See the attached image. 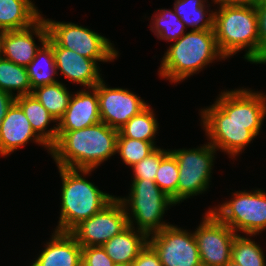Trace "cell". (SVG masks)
<instances>
[{
  "instance_id": "cell-14",
  "label": "cell",
  "mask_w": 266,
  "mask_h": 266,
  "mask_svg": "<svg viewBox=\"0 0 266 266\" xmlns=\"http://www.w3.org/2000/svg\"><path fill=\"white\" fill-rule=\"evenodd\" d=\"M34 34L41 45L48 40L49 31L44 17L25 29L2 31L0 55L17 65L27 67L41 48L35 44Z\"/></svg>"
},
{
  "instance_id": "cell-18",
  "label": "cell",
  "mask_w": 266,
  "mask_h": 266,
  "mask_svg": "<svg viewBox=\"0 0 266 266\" xmlns=\"http://www.w3.org/2000/svg\"><path fill=\"white\" fill-rule=\"evenodd\" d=\"M82 247L69 232L54 231L31 266H82Z\"/></svg>"
},
{
  "instance_id": "cell-29",
  "label": "cell",
  "mask_w": 266,
  "mask_h": 266,
  "mask_svg": "<svg viewBox=\"0 0 266 266\" xmlns=\"http://www.w3.org/2000/svg\"><path fill=\"white\" fill-rule=\"evenodd\" d=\"M179 167L175 156L169 151L160 161L156 172L155 183L158 187L177 204V184Z\"/></svg>"
},
{
  "instance_id": "cell-7",
  "label": "cell",
  "mask_w": 266,
  "mask_h": 266,
  "mask_svg": "<svg viewBox=\"0 0 266 266\" xmlns=\"http://www.w3.org/2000/svg\"><path fill=\"white\" fill-rule=\"evenodd\" d=\"M211 211L236 234L241 231L254 236L266 229V193L261 189L237 191L231 200Z\"/></svg>"
},
{
  "instance_id": "cell-37",
  "label": "cell",
  "mask_w": 266,
  "mask_h": 266,
  "mask_svg": "<svg viewBox=\"0 0 266 266\" xmlns=\"http://www.w3.org/2000/svg\"><path fill=\"white\" fill-rule=\"evenodd\" d=\"M225 266H241L240 264L235 263L234 261L230 260Z\"/></svg>"
},
{
  "instance_id": "cell-11",
  "label": "cell",
  "mask_w": 266,
  "mask_h": 266,
  "mask_svg": "<svg viewBox=\"0 0 266 266\" xmlns=\"http://www.w3.org/2000/svg\"><path fill=\"white\" fill-rule=\"evenodd\" d=\"M202 219L193 232L202 266H225L231 260L232 243L237 234L211 209Z\"/></svg>"
},
{
  "instance_id": "cell-15",
  "label": "cell",
  "mask_w": 266,
  "mask_h": 266,
  "mask_svg": "<svg viewBox=\"0 0 266 266\" xmlns=\"http://www.w3.org/2000/svg\"><path fill=\"white\" fill-rule=\"evenodd\" d=\"M52 48L57 71H61V74L69 81L91 89L103 79L96 60L81 56L73 50L62 48L53 39Z\"/></svg>"
},
{
  "instance_id": "cell-27",
  "label": "cell",
  "mask_w": 266,
  "mask_h": 266,
  "mask_svg": "<svg viewBox=\"0 0 266 266\" xmlns=\"http://www.w3.org/2000/svg\"><path fill=\"white\" fill-rule=\"evenodd\" d=\"M151 20V31H154L158 39L176 41L185 34V24L175 11L160 9Z\"/></svg>"
},
{
  "instance_id": "cell-30",
  "label": "cell",
  "mask_w": 266,
  "mask_h": 266,
  "mask_svg": "<svg viewBox=\"0 0 266 266\" xmlns=\"http://www.w3.org/2000/svg\"><path fill=\"white\" fill-rule=\"evenodd\" d=\"M157 147L154 142L131 139L124 136H118L117 139V153L128 166L140 162L146 158Z\"/></svg>"
},
{
  "instance_id": "cell-31",
  "label": "cell",
  "mask_w": 266,
  "mask_h": 266,
  "mask_svg": "<svg viewBox=\"0 0 266 266\" xmlns=\"http://www.w3.org/2000/svg\"><path fill=\"white\" fill-rule=\"evenodd\" d=\"M168 152L169 151L157 147L146 158H143L140 162L134 164L132 166V170L134 172L133 180L149 179L155 181L160 161Z\"/></svg>"
},
{
  "instance_id": "cell-4",
  "label": "cell",
  "mask_w": 266,
  "mask_h": 266,
  "mask_svg": "<svg viewBox=\"0 0 266 266\" xmlns=\"http://www.w3.org/2000/svg\"><path fill=\"white\" fill-rule=\"evenodd\" d=\"M57 167L62 178V203L55 231L70 232L80 222L101 211L116 196L102 192L92 182L82 177L93 170Z\"/></svg>"
},
{
  "instance_id": "cell-33",
  "label": "cell",
  "mask_w": 266,
  "mask_h": 266,
  "mask_svg": "<svg viewBox=\"0 0 266 266\" xmlns=\"http://www.w3.org/2000/svg\"><path fill=\"white\" fill-rule=\"evenodd\" d=\"M259 36L258 63H266V2L258 0L255 4Z\"/></svg>"
},
{
  "instance_id": "cell-17",
  "label": "cell",
  "mask_w": 266,
  "mask_h": 266,
  "mask_svg": "<svg viewBox=\"0 0 266 266\" xmlns=\"http://www.w3.org/2000/svg\"><path fill=\"white\" fill-rule=\"evenodd\" d=\"M81 90L72 94L64 116L58 121V134L92 126L101 121L97 90Z\"/></svg>"
},
{
  "instance_id": "cell-34",
  "label": "cell",
  "mask_w": 266,
  "mask_h": 266,
  "mask_svg": "<svg viewBox=\"0 0 266 266\" xmlns=\"http://www.w3.org/2000/svg\"><path fill=\"white\" fill-rule=\"evenodd\" d=\"M131 266H163L154 248L147 243Z\"/></svg>"
},
{
  "instance_id": "cell-5",
  "label": "cell",
  "mask_w": 266,
  "mask_h": 266,
  "mask_svg": "<svg viewBox=\"0 0 266 266\" xmlns=\"http://www.w3.org/2000/svg\"><path fill=\"white\" fill-rule=\"evenodd\" d=\"M214 33L227 58L246 48L244 58L258 64L259 36L255 5L220 6L214 12Z\"/></svg>"
},
{
  "instance_id": "cell-39",
  "label": "cell",
  "mask_w": 266,
  "mask_h": 266,
  "mask_svg": "<svg viewBox=\"0 0 266 266\" xmlns=\"http://www.w3.org/2000/svg\"><path fill=\"white\" fill-rule=\"evenodd\" d=\"M1 35H2V31L0 30V44H1Z\"/></svg>"
},
{
  "instance_id": "cell-3",
  "label": "cell",
  "mask_w": 266,
  "mask_h": 266,
  "mask_svg": "<svg viewBox=\"0 0 266 266\" xmlns=\"http://www.w3.org/2000/svg\"><path fill=\"white\" fill-rule=\"evenodd\" d=\"M225 59L218 49L214 30H191L175 41L164 54L159 77L181 82L215 59Z\"/></svg>"
},
{
  "instance_id": "cell-36",
  "label": "cell",
  "mask_w": 266,
  "mask_h": 266,
  "mask_svg": "<svg viewBox=\"0 0 266 266\" xmlns=\"http://www.w3.org/2000/svg\"><path fill=\"white\" fill-rule=\"evenodd\" d=\"M220 6L254 5L258 0H213Z\"/></svg>"
},
{
  "instance_id": "cell-19",
  "label": "cell",
  "mask_w": 266,
  "mask_h": 266,
  "mask_svg": "<svg viewBox=\"0 0 266 266\" xmlns=\"http://www.w3.org/2000/svg\"><path fill=\"white\" fill-rule=\"evenodd\" d=\"M135 231V226H128L102 246L116 265H131L147 245L149 236L143 231Z\"/></svg>"
},
{
  "instance_id": "cell-6",
  "label": "cell",
  "mask_w": 266,
  "mask_h": 266,
  "mask_svg": "<svg viewBox=\"0 0 266 266\" xmlns=\"http://www.w3.org/2000/svg\"><path fill=\"white\" fill-rule=\"evenodd\" d=\"M130 191L127 198L118 197L124 205L129 226L133 227V222H135L138 226L136 230L143 231L150 236L170 225L162 220L168 206L170 208L174 203L155 181L149 179L133 180ZM129 211L132 212V215Z\"/></svg>"
},
{
  "instance_id": "cell-12",
  "label": "cell",
  "mask_w": 266,
  "mask_h": 266,
  "mask_svg": "<svg viewBox=\"0 0 266 266\" xmlns=\"http://www.w3.org/2000/svg\"><path fill=\"white\" fill-rule=\"evenodd\" d=\"M152 234L148 243L157 252L163 266H202L193 233L170 224Z\"/></svg>"
},
{
  "instance_id": "cell-8",
  "label": "cell",
  "mask_w": 266,
  "mask_h": 266,
  "mask_svg": "<svg viewBox=\"0 0 266 266\" xmlns=\"http://www.w3.org/2000/svg\"><path fill=\"white\" fill-rule=\"evenodd\" d=\"M179 167L177 184V204L202 194L211 182L212 166L216 149L208 142L199 148L169 150Z\"/></svg>"
},
{
  "instance_id": "cell-28",
  "label": "cell",
  "mask_w": 266,
  "mask_h": 266,
  "mask_svg": "<svg viewBox=\"0 0 266 266\" xmlns=\"http://www.w3.org/2000/svg\"><path fill=\"white\" fill-rule=\"evenodd\" d=\"M231 260L241 266H266L260 245L248 237L236 235L232 243Z\"/></svg>"
},
{
  "instance_id": "cell-9",
  "label": "cell",
  "mask_w": 266,
  "mask_h": 266,
  "mask_svg": "<svg viewBox=\"0 0 266 266\" xmlns=\"http://www.w3.org/2000/svg\"><path fill=\"white\" fill-rule=\"evenodd\" d=\"M49 36L62 48L101 62L117 58L118 51L106 37L74 23L56 22L45 19Z\"/></svg>"
},
{
  "instance_id": "cell-20",
  "label": "cell",
  "mask_w": 266,
  "mask_h": 266,
  "mask_svg": "<svg viewBox=\"0 0 266 266\" xmlns=\"http://www.w3.org/2000/svg\"><path fill=\"white\" fill-rule=\"evenodd\" d=\"M15 103L28 118L34 132L51 147L57 140L58 126L46 129L51 121L57 124L56 119L32 94L15 97Z\"/></svg>"
},
{
  "instance_id": "cell-13",
  "label": "cell",
  "mask_w": 266,
  "mask_h": 266,
  "mask_svg": "<svg viewBox=\"0 0 266 266\" xmlns=\"http://www.w3.org/2000/svg\"><path fill=\"white\" fill-rule=\"evenodd\" d=\"M94 88L101 121L117 130L149 105L127 89L107 87L103 79Z\"/></svg>"
},
{
  "instance_id": "cell-35",
  "label": "cell",
  "mask_w": 266,
  "mask_h": 266,
  "mask_svg": "<svg viewBox=\"0 0 266 266\" xmlns=\"http://www.w3.org/2000/svg\"><path fill=\"white\" fill-rule=\"evenodd\" d=\"M15 102V95L0 90V128L8 109Z\"/></svg>"
},
{
  "instance_id": "cell-26",
  "label": "cell",
  "mask_w": 266,
  "mask_h": 266,
  "mask_svg": "<svg viewBox=\"0 0 266 266\" xmlns=\"http://www.w3.org/2000/svg\"><path fill=\"white\" fill-rule=\"evenodd\" d=\"M153 112L152 108L148 105L118 129V136L154 142L159 124Z\"/></svg>"
},
{
  "instance_id": "cell-1",
  "label": "cell",
  "mask_w": 266,
  "mask_h": 266,
  "mask_svg": "<svg viewBox=\"0 0 266 266\" xmlns=\"http://www.w3.org/2000/svg\"><path fill=\"white\" fill-rule=\"evenodd\" d=\"M210 107L201 109V119L209 143L231 157L258 136L266 116V95L250 89L219 94Z\"/></svg>"
},
{
  "instance_id": "cell-32",
  "label": "cell",
  "mask_w": 266,
  "mask_h": 266,
  "mask_svg": "<svg viewBox=\"0 0 266 266\" xmlns=\"http://www.w3.org/2000/svg\"><path fill=\"white\" fill-rule=\"evenodd\" d=\"M82 266H115L102 246L82 247Z\"/></svg>"
},
{
  "instance_id": "cell-10",
  "label": "cell",
  "mask_w": 266,
  "mask_h": 266,
  "mask_svg": "<svg viewBox=\"0 0 266 266\" xmlns=\"http://www.w3.org/2000/svg\"><path fill=\"white\" fill-rule=\"evenodd\" d=\"M128 226L124 205L115 197L101 211L80 222L69 233L81 247L103 246Z\"/></svg>"
},
{
  "instance_id": "cell-16",
  "label": "cell",
  "mask_w": 266,
  "mask_h": 266,
  "mask_svg": "<svg viewBox=\"0 0 266 266\" xmlns=\"http://www.w3.org/2000/svg\"><path fill=\"white\" fill-rule=\"evenodd\" d=\"M30 139L43 145L49 152L50 147L34 132L22 109L14 102L8 109L0 128V155L7 156L24 146Z\"/></svg>"
},
{
  "instance_id": "cell-21",
  "label": "cell",
  "mask_w": 266,
  "mask_h": 266,
  "mask_svg": "<svg viewBox=\"0 0 266 266\" xmlns=\"http://www.w3.org/2000/svg\"><path fill=\"white\" fill-rule=\"evenodd\" d=\"M41 17L31 0H0L1 31L25 29Z\"/></svg>"
},
{
  "instance_id": "cell-23",
  "label": "cell",
  "mask_w": 266,
  "mask_h": 266,
  "mask_svg": "<svg viewBox=\"0 0 266 266\" xmlns=\"http://www.w3.org/2000/svg\"><path fill=\"white\" fill-rule=\"evenodd\" d=\"M207 0H177L174 3V11L185 24L192 26V30H214V12L205 9ZM209 12V14H208ZM211 12V13H210ZM206 14L209 16L206 18Z\"/></svg>"
},
{
  "instance_id": "cell-2",
  "label": "cell",
  "mask_w": 266,
  "mask_h": 266,
  "mask_svg": "<svg viewBox=\"0 0 266 266\" xmlns=\"http://www.w3.org/2000/svg\"><path fill=\"white\" fill-rule=\"evenodd\" d=\"M118 130L100 121L83 129L58 134L50 147L57 166L93 170L117 153Z\"/></svg>"
},
{
  "instance_id": "cell-22",
  "label": "cell",
  "mask_w": 266,
  "mask_h": 266,
  "mask_svg": "<svg viewBox=\"0 0 266 266\" xmlns=\"http://www.w3.org/2000/svg\"><path fill=\"white\" fill-rule=\"evenodd\" d=\"M26 68L32 89L58 82L54 76L58 72L55 65L52 38L50 36Z\"/></svg>"
},
{
  "instance_id": "cell-24",
  "label": "cell",
  "mask_w": 266,
  "mask_h": 266,
  "mask_svg": "<svg viewBox=\"0 0 266 266\" xmlns=\"http://www.w3.org/2000/svg\"><path fill=\"white\" fill-rule=\"evenodd\" d=\"M58 122L65 114L71 95L61 82L42 85L31 93Z\"/></svg>"
},
{
  "instance_id": "cell-25",
  "label": "cell",
  "mask_w": 266,
  "mask_h": 266,
  "mask_svg": "<svg viewBox=\"0 0 266 266\" xmlns=\"http://www.w3.org/2000/svg\"><path fill=\"white\" fill-rule=\"evenodd\" d=\"M0 90L14 95L15 97L30 95L32 87L25 66L17 65L0 55Z\"/></svg>"
},
{
  "instance_id": "cell-38",
  "label": "cell",
  "mask_w": 266,
  "mask_h": 266,
  "mask_svg": "<svg viewBox=\"0 0 266 266\" xmlns=\"http://www.w3.org/2000/svg\"><path fill=\"white\" fill-rule=\"evenodd\" d=\"M115 266H131V265H121V264H118V265H115Z\"/></svg>"
}]
</instances>
